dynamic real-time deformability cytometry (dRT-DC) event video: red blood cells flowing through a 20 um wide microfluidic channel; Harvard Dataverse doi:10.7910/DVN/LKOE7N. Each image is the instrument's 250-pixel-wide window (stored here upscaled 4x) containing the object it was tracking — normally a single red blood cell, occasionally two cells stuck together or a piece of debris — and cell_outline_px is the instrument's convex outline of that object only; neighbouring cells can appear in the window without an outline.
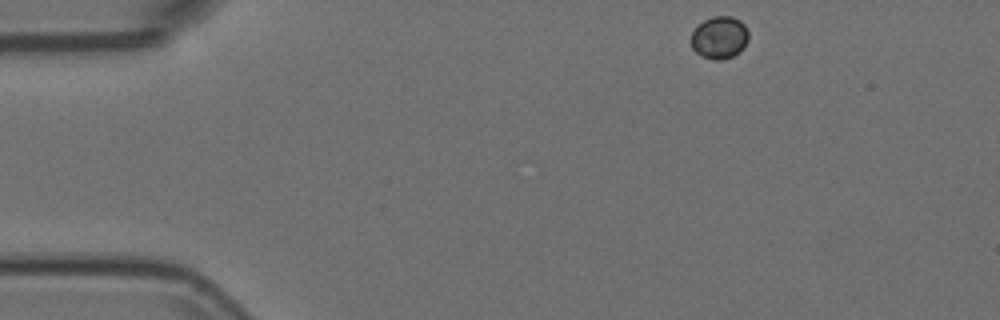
{"species": "Egyptian fruit bat (a non-hibernating species)", "species_latin": "Rousettus aegyptiacus", "temperature_condition": "room temperature", "stored_images_in_passage": 48, "camera_frame_rate_fps": 3000, "um_per_image_px": 0.085, "animal": {"sex": "female"}, "frame": {"image": 1, "passage_image": 1, "time_ms": 0.0, "image_size_px": [1000, 320], "cell_outline_px": [[748, 40], [744, 48], [740, 52], [732, 56], [720, 60], [716, 60], [700, 56], [692, 48], [692, 32], [704, 20], [712, 16], [732, 16], [740, 20], [744, 24], [748, 32]], "centroid_in_image_um": [61.18, 3.19], "position_along_channel_um": 23.8, "area_um2": 14.22}}
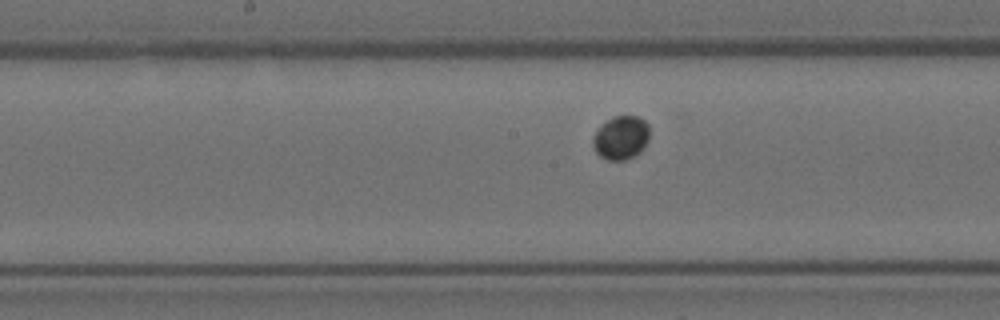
{"frame": {"image": 2, "passage_image": 21, "time_ms": 6.667, "image_size_px": [1000, 320], "cell_outline_px": [[648, 140], [644, 148], [640, 152], [624, 160], [608, 160], [600, 156], [596, 152], [592, 144], [592, 136], [600, 124], [612, 116], [636, 116], [644, 120], [648, 124]], "centroid_in_image_um": [52.75, 11.69], "position_along_channel_um": 195.5, "area_um2": 14.51}}
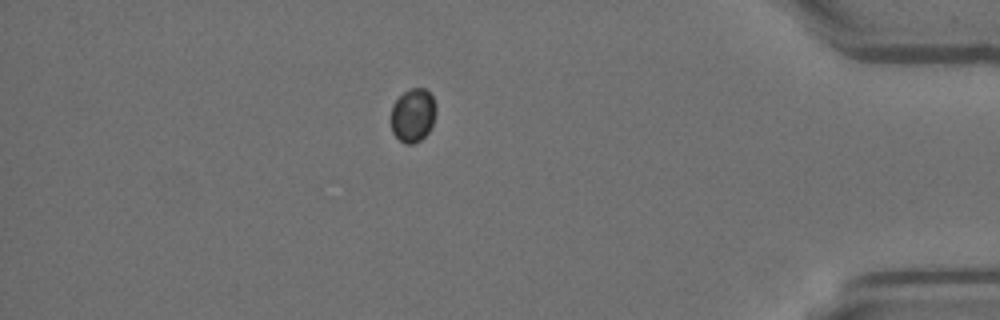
{"frame": {"image": 3, "passage_image": 41, "time_ms": 13.333, "image_size_px": [1000, 320], "cell_outline_px": [[436, 112], [432, 124], [428, 132], [420, 140], [412, 144], [404, 144], [392, 132], [392, 104], [408, 88], [424, 88], [432, 96], [436, 104]], "centroid_in_image_um": [35.11, 9.78], "position_along_channel_um": 400.1, "area_um2": 13.99}}